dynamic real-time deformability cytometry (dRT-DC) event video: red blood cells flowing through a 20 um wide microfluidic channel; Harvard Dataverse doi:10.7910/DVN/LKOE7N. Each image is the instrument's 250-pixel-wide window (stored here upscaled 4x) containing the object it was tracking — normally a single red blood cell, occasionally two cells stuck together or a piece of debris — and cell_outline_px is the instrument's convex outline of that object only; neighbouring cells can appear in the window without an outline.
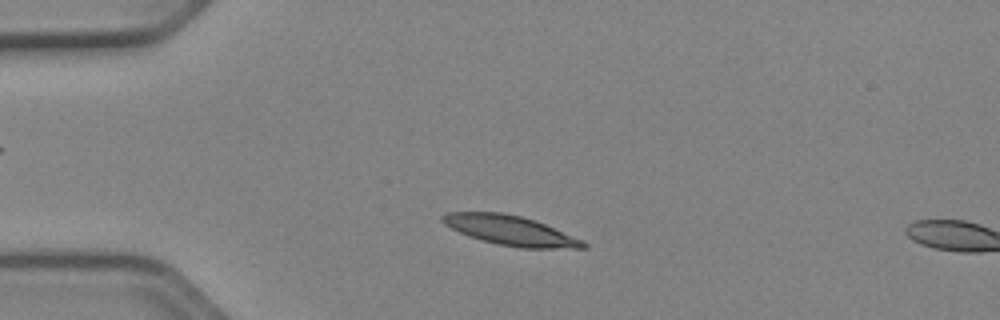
{"species": "Egyptian fruit bat (a non-hibernating species)", "species_latin": "Rousettus aegyptiacus", "temperature_condition": "cold", "stored_images_in_passage": 4, "camera_frame_rate_fps": 3000, "um_per_image_px": 0.085, "animal": {"sex": "female"}, "frame": {"image": 1, "passage_image": 2, "time_ms": 0.333, "image_size_px": [1000, 320], "cell_outline_px": [[588, 248], [520, 248], [496, 244], [480, 240], [468, 236], [444, 224], [440, 220], [440, 216], [448, 212], [504, 212], [536, 220], [584, 240], [588, 244]], "centroid_in_image_um": [43.4, 19.59], "position_along_channel_um": 41.6, "area_um2": 24.57}}